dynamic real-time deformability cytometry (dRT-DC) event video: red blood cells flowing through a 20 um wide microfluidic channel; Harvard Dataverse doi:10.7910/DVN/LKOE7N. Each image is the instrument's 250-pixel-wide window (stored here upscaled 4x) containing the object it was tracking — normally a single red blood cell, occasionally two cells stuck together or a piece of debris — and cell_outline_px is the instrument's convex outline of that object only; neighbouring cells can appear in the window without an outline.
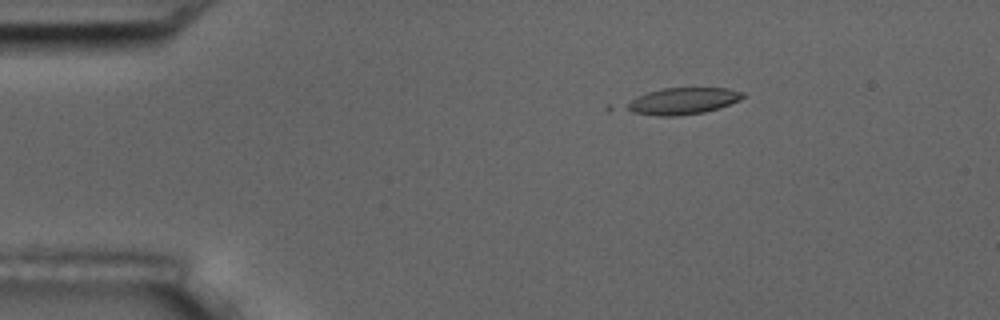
{"species": "common noctule bat (a hibernating species)", "species_latin": "Nyctalus noctula", "temperature_condition": "room temperature", "stored_images_in_passage": 6, "camera_frame_rate_fps": 3000, "um_per_image_px": 0.085, "animal": {"sex": "male", "body_mass_g": 17.5, "forearm_length_mm": 52.3}, "frame": {"image": 1, "passage_image": 3, "time_ms": 0.667, "image_size_px": [1000, 320], "cell_outline_px": [[744, 96], [740, 100], [720, 108], [704, 112], [676, 116], [660, 116], [632, 112], [624, 108], [624, 104], [636, 96], [660, 88], [728, 88], [744, 92]], "centroid_in_image_um": [58.01, 8.58], "position_along_channel_um": 27.0, "area_um2": 18.21}}